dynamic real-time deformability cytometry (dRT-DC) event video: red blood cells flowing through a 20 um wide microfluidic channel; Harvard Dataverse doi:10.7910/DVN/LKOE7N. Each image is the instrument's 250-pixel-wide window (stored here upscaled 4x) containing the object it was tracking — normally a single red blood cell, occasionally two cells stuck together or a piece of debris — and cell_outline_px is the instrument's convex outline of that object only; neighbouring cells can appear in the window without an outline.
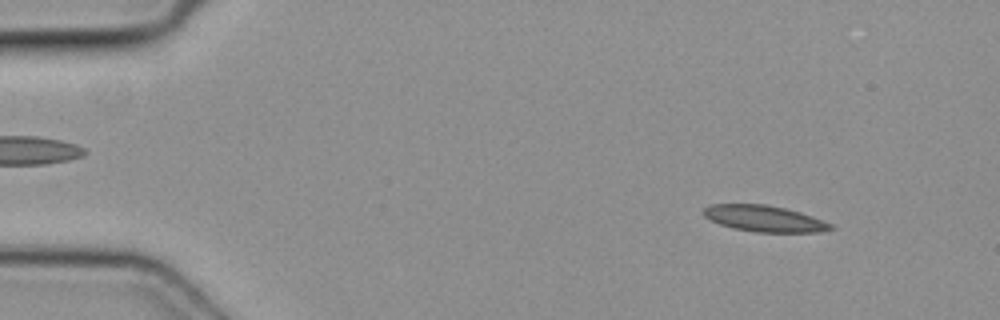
{"species": "common noctule bat (a hibernating species)", "species_latin": "Nyctalus noctula", "temperature_condition": "cold", "stored_images_in_passage": 8, "camera_frame_rate_fps": 3000, "um_per_image_px": 0.085, "animal": {"sex": "female", "body_mass_g": 19.3, "forearm_length_mm": 54.1}, "frame": {"image": 1, "passage_image": 5, "time_ms": 1.333, "image_size_px": [1000, 320], "cell_outline_px": [[836, 228], [820, 232], [756, 232], [732, 228], [720, 224], [704, 216], [704, 208], [708, 204], [768, 204], [800, 212], [832, 224]], "centroid_in_image_um": [64.97, 18.58], "position_along_channel_um": 20.0, "area_um2": 19.36}}